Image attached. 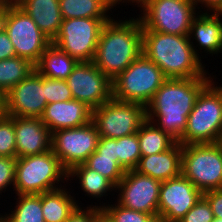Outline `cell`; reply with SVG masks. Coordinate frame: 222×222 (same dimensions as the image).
Instances as JSON below:
<instances>
[{
  "instance_id": "47",
  "label": "cell",
  "mask_w": 222,
  "mask_h": 222,
  "mask_svg": "<svg viewBox=\"0 0 222 222\" xmlns=\"http://www.w3.org/2000/svg\"><path fill=\"white\" fill-rule=\"evenodd\" d=\"M212 222H222V219H220V218H215V217H214V219H213Z\"/></svg>"
},
{
  "instance_id": "37",
  "label": "cell",
  "mask_w": 222,
  "mask_h": 222,
  "mask_svg": "<svg viewBox=\"0 0 222 222\" xmlns=\"http://www.w3.org/2000/svg\"><path fill=\"white\" fill-rule=\"evenodd\" d=\"M96 152L101 156L117 158V139L100 137Z\"/></svg>"
},
{
  "instance_id": "14",
  "label": "cell",
  "mask_w": 222,
  "mask_h": 222,
  "mask_svg": "<svg viewBox=\"0 0 222 222\" xmlns=\"http://www.w3.org/2000/svg\"><path fill=\"white\" fill-rule=\"evenodd\" d=\"M66 81L73 99L85 103L92 110L112 98V81L93 61L78 62Z\"/></svg>"
},
{
  "instance_id": "11",
  "label": "cell",
  "mask_w": 222,
  "mask_h": 222,
  "mask_svg": "<svg viewBox=\"0 0 222 222\" xmlns=\"http://www.w3.org/2000/svg\"><path fill=\"white\" fill-rule=\"evenodd\" d=\"M4 30L16 56L36 64L52 41L38 28L33 19L15 2L5 4Z\"/></svg>"
},
{
  "instance_id": "36",
  "label": "cell",
  "mask_w": 222,
  "mask_h": 222,
  "mask_svg": "<svg viewBox=\"0 0 222 222\" xmlns=\"http://www.w3.org/2000/svg\"><path fill=\"white\" fill-rule=\"evenodd\" d=\"M203 197L208 201L213 216L222 219V189L204 192Z\"/></svg>"
},
{
  "instance_id": "5",
  "label": "cell",
  "mask_w": 222,
  "mask_h": 222,
  "mask_svg": "<svg viewBox=\"0 0 222 222\" xmlns=\"http://www.w3.org/2000/svg\"><path fill=\"white\" fill-rule=\"evenodd\" d=\"M67 175L52 150L17 158L14 194H42L61 188L68 183Z\"/></svg>"
},
{
  "instance_id": "2",
  "label": "cell",
  "mask_w": 222,
  "mask_h": 222,
  "mask_svg": "<svg viewBox=\"0 0 222 222\" xmlns=\"http://www.w3.org/2000/svg\"><path fill=\"white\" fill-rule=\"evenodd\" d=\"M131 15L134 17L113 16L99 35L93 63L111 81L143 54V27L135 13Z\"/></svg>"
},
{
  "instance_id": "17",
  "label": "cell",
  "mask_w": 222,
  "mask_h": 222,
  "mask_svg": "<svg viewBox=\"0 0 222 222\" xmlns=\"http://www.w3.org/2000/svg\"><path fill=\"white\" fill-rule=\"evenodd\" d=\"M221 17L222 13H198V15L192 20L188 37L195 54L201 60L208 58L206 56L209 55L212 58L215 54V58L218 57L219 53L222 55Z\"/></svg>"
},
{
  "instance_id": "9",
  "label": "cell",
  "mask_w": 222,
  "mask_h": 222,
  "mask_svg": "<svg viewBox=\"0 0 222 222\" xmlns=\"http://www.w3.org/2000/svg\"><path fill=\"white\" fill-rule=\"evenodd\" d=\"M146 120V106L119 101L113 97L92 110L91 119L99 137L111 139L137 133Z\"/></svg>"
},
{
  "instance_id": "39",
  "label": "cell",
  "mask_w": 222,
  "mask_h": 222,
  "mask_svg": "<svg viewBox=\"0 0 222 222\" xmlns=\"http://www.w3.org/2000/svg\"><path fill=\"white\" fill-rule=\"evenodd\" d=\"M191 2L199 13H222V0H191Z\"/></svg>"
},
{
  "instance_id": "41",
  "label": "cell",
  "mask_w": 222,
  "mask_h": 222,
  "mask_svg": "<svg viewBox=\"0 0 222 222\" xmlns=\"http://www.w3.org/2000/svg\"><path fill=\"white\" fill-rule=\"evenodd\" d=\"M148 1H150V0H116V8L118 7V9H120L119 8L120 6H122V7L125 6L126 7L127 5L128 6L129 5H131V6L135 5L133 10L135 9V7L136 8L138 7L139 9H137V10H140Z\"/></svg>"
},
{
  "instance_id": "32",
  "label": "cell",
  "mask_w": 222,
  "mask_h": 222,
  "mask_svg": "<svg viewBox=\"0 0 222 222\" xmlns=\"http://www.w3.org/2000/svg\"><path fill=\"white\" fill-rule=\"evenodd\" d=\"M0 156L16 157L14 116L0 117Z\"/></svg>"
},
{
  "instance_id": "43",
  "label": "cell",
  "mask_w": 222,
  "mask_h": 222,
  "mask_svg": "<svg viewBox=\"0 0 222 222\" xmlns=\"http://www.w3.org/2000/svg\"><path fill=\"white\" fill-rule=\"evenodd\" d=\"M6 115V93L0 89V117Z\"/></svg>"
},
{
  "instance_id": "22",
  "label": "cell",
  "mask_w": 222,
  "mask_h": 222,
  "mask_svg": "<svg viewBox=\"0 0 222 222\" xmlns=\"http://www.w3.org/2000/svg\"><path fill=\"white\" fill-rule=\"evenodd\" d=\"M15 3L51 41L55 39L63 21L59 0H15Z\"/></svg>"
},
{
  "instance_id": "13",
  "label": "cell",
  "mask_w": 222,
  "mask_h": 222,
  "mask_svg": "<svg viewBox=\"0 0 222 222\" xmlns=\"http://www.w3.org/2000/svg\"><path fill=\"white\" fill-rule=\"evenodd\" d=\"M161 182L135 170L125 171L116 185L115 201L128 209L147 213L158 218V201Z\"/></svg>"
},
{
  "instance_id": "6",
  "label": "cell",
  "mask_w": 222,
  "mask_h": 222,
  "mask_svg": "<svg viewBox=\"0 0 222 222\" xmlns=\"http://www.w3.org/2000/svg\"><path fill=\"white\" fill-rule=\"evenodd\" d=\"M167 78L143 54L112 80V97L146 106Z\"/></svg>"
},
{
  "instance_id": "31",
  "label": "cell",
  "mask_w": 222,
  "mask_h": 222,
  "mask_svg": "<svg viewBox=\"0 0 222 222\" xmlns=\"http://www.w3.org/2000/svg\"><path fill=\"white\" fill-rule=\"evenodd\" d=\"M110 204H107L101 208V210L109 217L112 222H158L159 218L142 213L136 210L125 208L119 205L114 200H108ZM112 203V204H111Z\"/></svg>"
},
{
  "instance_id": "40",
  "label": "cell",
  "mask_w": 222,
  "mask_h": 222,
  "mask_svg": "<svg viewBox=\"0 0 222 222\" xmlns=\"http://www.w3.org/2000/svg\"><path fill=\"white\" fill-rule=\"evenodd\" d=\"M16 53L13 44L3 29L0 32V60L15 57Z\"/></svg>"
},
{
  "instance_id": "35",
  "label": "cell",
  "mask_w": 222,
  "mask_h": 222,
  "mask_svg": "<svg viewBox=\"0 0 222 222\" xmlns=\"http://www.w3.org/2000/svg\"><path fill=\"white\" fill-rule=\"evenodd\" d=\"M213 212L208 201L202 196L200 200L178 222H212Z\"/></svg>"
},
{
  "instance_id": "28",
  "label": "cell",
  "mask_w": 222,
  "mask_h": 222,
  "mask_svg": "<svg viewBox=\"0 0 222 222\" xmlns=\"http://www.w3.org/2000/svg\"><path fill=\"white\" fill-rule=\"evenodd\" d=\"M35 71V64L23 57L0 60V89L7 93Z\"/></svg>"
},
{
  "instance_id": "19",
  "label": "cell",
  "mask_w": 222,
  "mask_h": 222,
  "mask_svg": "<svg viewBox=\"0 0 222 222\" xmlns=\"http://www.w3.org/2000/svg\"><path fill=\"white\" fill-rule=\"evenodd\" d=\"M40 119L53 133L89 123L92 119V109L76 99L53 102L46 105Z\"/></svg>"
},
{
  "instance_id": "15",
  "label": "cell",
  "mask_w": 222,
  "mask_h": 222,
  "mask_svg": "<svg viewBox=\"0 0 222 222\" xmlns=\"http://www.w3.org/2000/svg\"><path fill=\"white\" fill-rule=\"evenodd\" d=\"M203 193L182 174L161 182L158 218L162 222H178L200 200Z\"/></svg>"
},
{
  "instance_id": "16",
  "label": "cell",
  "mask_w": 222,
  "mask_h": 222,
  "mask_svg": "<svg viewBox=\"0 0 222 222\" xmlns=\"http://www.w3.org/2000/svg\"><path fill=\"white\" fill-rule=\"evenodd\" d=\"M45 76L36 70L6 93V115L40 118L46 108Z\"/></svg>"
},
{
  "instance_id": "38",
  "label": "cell",
  "mask_w": 222,
  "mask_h": 222,
  "mask_svg": "<svg viewBox=\"0 0 222 222\" xmlns=\"http://www.w3.org/2000/svg\"><path fill=\"white\" fill-rule=\"evenodd\" d=\"M66 222H95V207H78Z\"/></svg>"
},
{
  "instance_id": "8",
  "label": "cell",
  "mask_w": 222,
  "mask_h": 222,
  "mask_svg": "<svg viewBox=\"0 0 222 222\" xmlns=\"http://www.w3.org/2000/svg\"><path fill=\"white\" fill-rule=\"evenodd\" d=\"M138 13L143 31L188 35L199 12L191 0H150Z\"/></svg>"
},
{
  "instance_id": "3",
  "label": "cell",
  "mask_w": 222,
  "mask_h": 222,
  "mask_svg": "<svg viewBox=\"0 0 222 222\" xmlns=\"http://www.w3.org/2000/svg\"><path fill=\"white\" fill-rule=\"evenodd\" d=\"M142 50L166 78L203 77L210 72L205 60L195 54L188 35L143 31Z\"/></svg>"
},
{
  "instance_id": "18",
  "label": "cell",
  "mask_w": 222,
  "mask_h": 222,
  "mask_svg": "<svg viewBox=\"0 0 222 222\" xmlns=\"http://www.w3.org/2000/svg\"><path fill=\"white\" fill-rule=\"evenodd\" d=\"M16 158L51 150L52 132L40 118L15 117Z\"/></svg>"
},
{
  "instance_id": "25",
  "label": "cell",
  "mask_w": 222,
  "mask_h": 222,
  "mask_svg": "<svg viewBox=\"0 0 222 222\" xmlns=\"http://www.w3.org/2000/svg\"><path fill=\"white\" fill-rule=\"evenodd\" d=\"M17 197V198H16ZM15 207L1 213V222H45L42 212V194H15ZM10 211V212H9Z\"/></svg>"
},
{
  "instance_id": "46",
  "label": "cell",
  "mask_w": 222,
  "mask_h": 222,
  "mask_svg": "<svg viewBox=\"0 0 222 222\" xmlns=\"http://www.w3.org/2000/svg\"><path fill=\"white\" fill-rule=\"evenodd\" d=\"M13 2H15V0H0V3H4V4L13 3Z\"/></svg>"
},
{
  "instance_id": "10",
  "label": "cell",
  "mask_w": 222,
  "mask_h": 222,
  "mask_svg": "<svg viewBox=\"0 0 222 222\" xmlns=\"http://www.w3.org/2000/svg\"><path fill=\"white\" fill-rule=\"evenodd\" d=\"M111 18L63 19L52 41L58 49L78 62L93 61L103 25Z\"/></svg>"
},
{
  "instance_id": "26",
  "label": "cell",
  "mask_w": 222,
  "mask_h": 222,
  "mask_svg": "<svg viewBox=\"0 0 222 222\" xmlns=\"http://www.w3.org/2000/svg\"><path fill=\"white\" fill-rule=\"evenodd\" d=\"M59 4L63 19L118 16L113 15L112 9L103 0H59Z\"/></svg>"
},
{
  "instance_id": "4",
  "label": "cell",
  "mask_w": 222,
  "mask_h": 222,
  "mask_svg": "<svg viewBox=\"0 0 222 222\" xmlns=\"http://www.w3.org/2000/svg\"><path fill=\"white\" fill-rule=\"evenodd\" d=\"M216 78L215 75L197 96L178 141L181 145L222 142V84Z\"/></svg>"
},
{
  "instance_id": "21",
  "label": "cell",
  "mask_w": 222,
  "mask_h": 222,
  "mask_svg": "<svg viewBox=\"0 0 222 222\" xmlns=\"http://www.w3.org/2000/svg\"><path fill=\"white\" fill-rule=\"evenodd\" d=\"M71 180L78 181H75V183L80 184L78 188H80L81 192L83 191L85 196L90 198L89 200H97V203L100 201L99 205L96 202H94L95 205H93L92 200V203L87 205V207H97L101 209L103 206L109 204L106 200V198H108L107 196L111 195L112 197L113 195V199H115L116 186L100 173L88 168L84 163L76 165L68 171L67 181L71 183ZM102 198L106 202L102 201Z\"/></svg>"
},
{
  "instance_id": "7",
  "label": "cell",
  "mask_w": 222,
  "mask_h": 222,
  "mask_svg": "<svg viewBox=\"0 0 222 222\" xmlns=\"http://www.w3.org/2000/svg\"><path fill=\"white\" fill-rule=\"evenodd\" d=\"M181 174L202 193L222 189V142L182 145Z\"/></svg>"
},
{
  "instance_id": "20",
  "label": "cell",
  "mask_w": 222,
  "mask_h": 222,
  "mask_svg": "<svg viewBox=\"0 0 222 222\" xmlns=\"http://www.w3.org/2000/svg\"><path fill=\"white\" fill-rule=\"evenodd\" d=\"M182 145L176 142L170 149L158 154L141 156L134 169L160 182L181 175Z\"/></svg>"
},
{
  "instance_id": "1",
  "label": "cell",
  "mask_w": 222,
  "mask_h": 222,
  "mask_svg": "<svg viewBox=\"0 0 222 222\" xmlns=\"http://www.w3.org/2000/svg\"><path fill=\"white\" fill-rule=\"evenodd\" d=\"M211 74V75H210ZM214 73L195 78H167L146 105L147 120L177 142L201 90L215 78Z\"/></svg>"
},
{
  "instance_id": "27",
  "label": "cell",
  "mask_w": 222,
  "mask_h": 222,
  "mask_svg": "<svg viewBox=\"0 0 222 222\" xmlns=\"http://www.w3.org/2000/svg\"><path fill=\"white\" fill-rule=\"evenodd\" d=\"M141 156L158 154L170 149L177 141L146 120L137 132Z\"/></svg>"
},
{
  "instance_id": "44",
  "label": "cell",
  "mask_w": 222,
  "mask_h": 222,
  "mask_svg": "<svg viewBox=\"0 0 222 222\" xmlns=\"http://www.w3.org/2000/svg\"><path fill=\"white\" fill-rule=\"evenodd\" d=\"M5 21V4L0 3V32L4 29Z\"/></svg>"
},
{
  "instance_id": "34",
  "label": "cell",
  "mask_w": 222,
  "mask_h": 222,
  "mask_svg": "<svg viewBox=\"0 0 222 222\" xmlns=\"http://www.w3.org/2000/svg\"><path fill=\"white\" fill-rule=\"evenodd\" d=\"M16 161V157L0 156V199L2 192L5 194L6 191H11V194H14L12 191H14Z\"/></svg>"
},
{
  "instance_id": "30",
  "label": "cell",
  "mask_w": 222,
  "mask_h": 222,
  "mask_svg": "<svg viewBox=\"0 0 222 222\" xmlns=\"http://www.w3.org/2000/svg\"><path fill=\"white\" fill-rule=\"evenodd\" d=\"M84 164L109 179L115 186L121 181L125 171L117 164V158L101 156L94 151Z\"/></svg>"
},
{
  "instance_id": "24",
  "label": "cell",
  "mask_w": 222,
  "mask_h": 222,
  "mask_svg": "<svg viewBox=\"0 0 222 222\" xmlns=\"http://www.w3.org/2000/svg\"><path fill=\"white\" fill-rule=\"evenodd\" d=\"M77 63L76 59L51 43L35 64V70L47 78L66 80Z\"/></svg>"
},
{
  "instance_id": "33",
  "label": "cell",
  "mask_w": 222,
  "mask_h": 222,
  "mask_svg": "<svg viewBox=\"0 0 222 222\" xmlns=\"http://www.w3.org/2000/svg\"><path fill=\"white\" fill-rule=\"evenodd\" d=\"M45 98L47 104L73 99L66 80L45 77Z\"/></svg>"
},
{
  "instance_id": "45",
  "label": "cell",
  "mask_w": 222,
  "mask_h": 222,
  "mask_svg": "<svg viewBox=\"0 0 222 222\" xmlns=\"http://www.w3.org/2000/svg\"><path fill=\"white\" fill-rule=\"evenodd\" d=\"M112 10L116 11V0H103ZM115 8V9H114Z\"/></svg>"
},
{
  "instance_id": "23",
  "label": "cell",
  "mask_w": 222,
  "mask_h": 222,
  "mask_svg": "<svg viewBox=\"0 0 222 222\" xmlns=\"http://www.w3.org/2000/svg\"><path fill=\"white\" fill-rule=\"evenodd\" d=\"M72 188V183H67L61 188L42 193V212L45 222H66L78 207L84 205L79 196H75Z\"/></svg>"
},
{
  "instance_id": "42",
  "label": "cell",
  "mask_w": 222,
  "mask_h": 222,
  "mask_svg": "<svg viewBox=\"0 0 222 222\" xmlns=\"http://www.w3.org/2000/svg\"><path fill=\"white\" fill-rule=\"evenodd\" d=\"M95 222H112V221L101 209L95 207Z\"/></svg>"
},
{
  "instance_id": "12",
  "label": "cell",
  "mask_w": 222,
  "mask_h": 222,
  "mask_svg": "<svg viewBox=\"0 0 222 222\" xmlns=\"http://www.w3.org/2000/svg\"><path fill=\"white\" fill-rule=\"evenodd\" d=\"M99 134L93 122L75 128L60 129L52 133L51 150L69 171L84 163L96 151Z\"/></svg>"
},
{
  "instance_id": "29",
  "label": "cell",
  "mask_w": 222,
  "mask_h": 222,
  "mask_svg": "<svg viewBox=\"0 0 222 222\" xmlns=\"http://www.w3.org/2000/svg\"><path fill=\"white\" fill-rule=\"evenodd\" d=\"M141 158L137 133L117 139V164L124 170H134Z\"/></svg>"
}]
</instances>
